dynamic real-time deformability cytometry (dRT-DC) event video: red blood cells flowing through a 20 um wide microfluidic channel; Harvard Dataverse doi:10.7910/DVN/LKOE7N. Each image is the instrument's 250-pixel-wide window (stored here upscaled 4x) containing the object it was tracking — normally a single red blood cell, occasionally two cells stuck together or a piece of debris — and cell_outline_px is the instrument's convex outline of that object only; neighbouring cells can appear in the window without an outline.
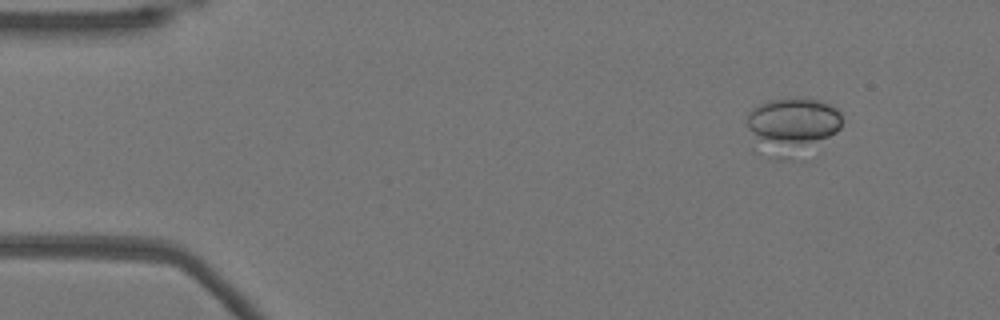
{"species": "Egyptian fruit bat (a non-hibernating species)", "species_latin": "Rousettus aegyptiacus", "temperature_condition": "warm", "stored_images_in_passage": 9, "camera_frame_rate_fps": 3000, "um_per_image_px": 0.085, "animal": {"sex": "female"}, "frame": {"image": 1, "passage_image": 1, "time_ms": 0.0, "image_size_px": [1000, 320], "cell_outline_px": [[844, 120], [840, 128], [836, 132], [788, 160], [772, 160], [748, 128], [748, 112], [752, 108], [768, 100], [804, 96], [820, 100], [836, 108], [840, 112]], "centroid_in_image_um": [67.36, 10.63], "position_along_channel_um": 17.6, "area_um2": 30.87}}